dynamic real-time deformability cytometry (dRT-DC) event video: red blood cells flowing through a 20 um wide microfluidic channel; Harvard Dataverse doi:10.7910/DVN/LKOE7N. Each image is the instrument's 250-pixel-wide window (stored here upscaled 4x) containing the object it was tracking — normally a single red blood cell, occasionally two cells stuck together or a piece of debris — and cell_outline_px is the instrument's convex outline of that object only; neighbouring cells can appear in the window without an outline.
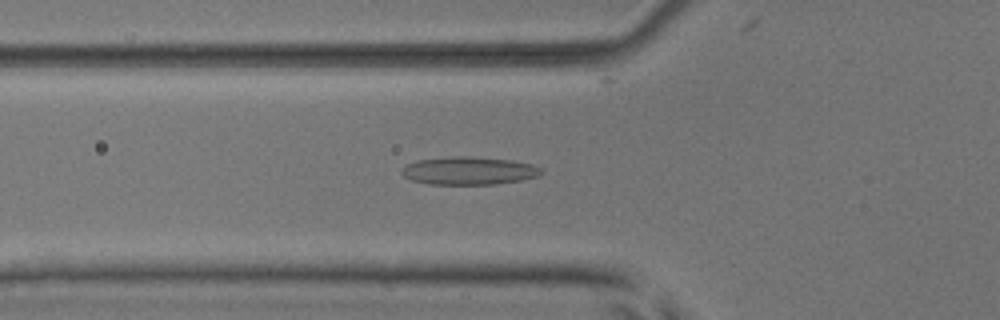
{"species": "common noctule bat (a hibernating species)", "species_latin": "Nyctalus noctula", "temperature_condition": "room temperature", "stored_images_in_passage": 52, "camera_frame_rate_fps": 3000, "um_per_image_px": 0.085, "animal": {"sex": "male", "body_mass_g": 17.9, "forearm_length_mm": 54.2}, "frame": {"image": 1, "passage_image": 18, "time_ms": 5.667, "image_size_px": [1000, 320], "cell_outline_px": [[544, 172], [540, 176], [520, 180], [496, 184], [428, 184], [412, 180], [404, 176], [400, 172], [408, 164], [416, 160], [452, 156], [468, 156], [512, 160], [532, 164], [540, 168]], "centroid_in_image_um": [39.88, 14.51], "position_along_channel_um": 85.9, "area_um2": 22.72}}
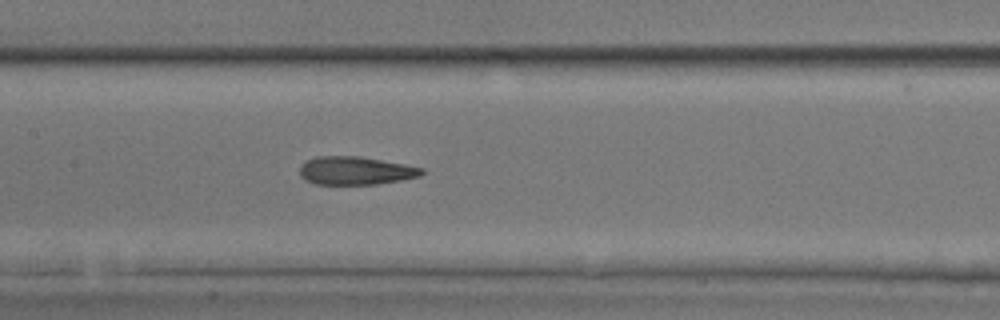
{"frame": {"image": 2, "passage_image": 25, "time_ms": 8.0, "image_size_px": [1000, 320], "cell_outline_px": [[424, 172], [420, 176], [400, 180], [376, 184], [316, 184], [304, 180], [300, 176], [300, 168], [308, 160], [316, 156], [360, 156], [404, 164], [424, 168]], "centroid_in_image_um": [30.22, 14.5], "position_along_channel_um": 177.2, "area_um2": 19.94}}
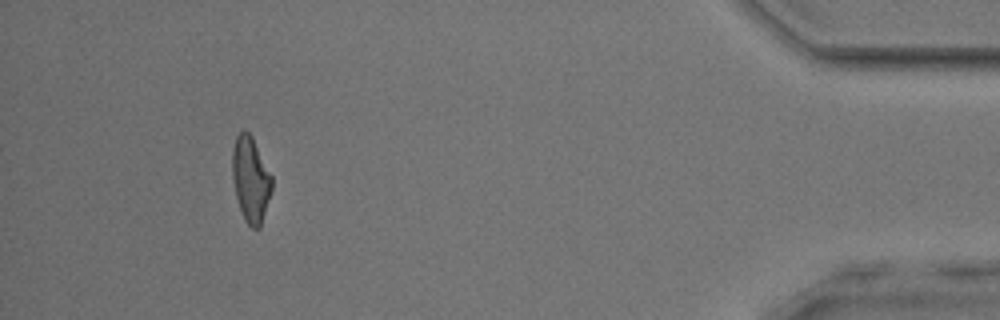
{"frame": {"image": 3, "passage_image": 48, "time_ms": 15.667, "image_size_px": [1000, 320], "cell_outline_px": [[272, 188], [260, 228], [252, 228], [244, 220], [236, 196], [232, 180], [232, 148], [236, 136], [244, 128], [252, 136], [272, 176]], "centroid_in_image_um": [21.29, 15.22], "position_along_channel_um": 413.9, "area_um2": 19.71}, "authors_computed_cell_mechanics": {"area_um2": 20.808, "velocity_mm_per_s": 3.8946, "shape_relaxation_time_tau1_ms": 9.4703, "shape_relaxation_time_tau2_ms": 2.1284, "deformation_change_tau1": 0.2331, "deformation_change_tau2": 0.1137}}